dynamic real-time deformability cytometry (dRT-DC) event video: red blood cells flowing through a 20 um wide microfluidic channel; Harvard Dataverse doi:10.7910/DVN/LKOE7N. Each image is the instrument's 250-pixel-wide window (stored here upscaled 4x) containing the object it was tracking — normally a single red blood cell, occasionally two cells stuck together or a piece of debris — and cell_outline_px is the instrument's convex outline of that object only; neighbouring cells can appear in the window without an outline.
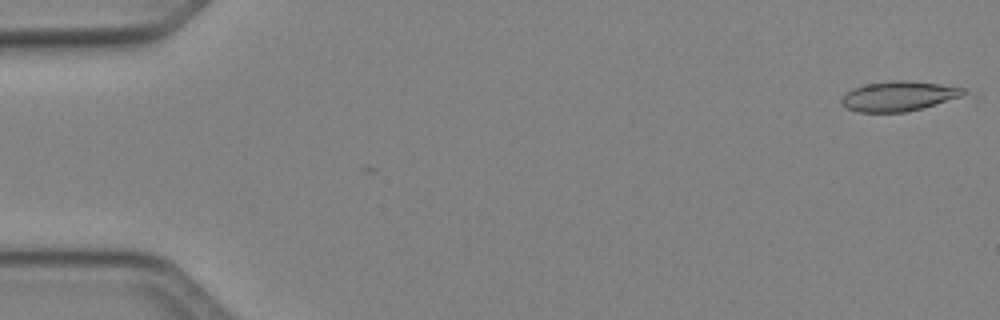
{"species": "Egyptian fruit bat (a non-hibernating species)", "species_latin": "Rousettus aegyptiacus", "temperature_condition": "cold", "stored_images_in_passage": 2, "camera_frame_rate_fps": 3000, "um_per_image_px": 0.085, "animal": {"sex": "female"}, "frame": {"image": 1, "passage_image": 1, "time_ms": 0.0, "image_size_px": [1000, 320], "cell_outline_px": [[964, 92], [960, 96], [924, 108], [904, 112], [856, 112], [840, 104], [840, 100], [844, 92], [852, 88], [868, 84], [892, 80], [904, 80], [940, 84], [964, 88]], "centroid_in_image_um": [76.3, 8.18], "position_along_channel_um": 8.7, "area_um2": 21.15}}